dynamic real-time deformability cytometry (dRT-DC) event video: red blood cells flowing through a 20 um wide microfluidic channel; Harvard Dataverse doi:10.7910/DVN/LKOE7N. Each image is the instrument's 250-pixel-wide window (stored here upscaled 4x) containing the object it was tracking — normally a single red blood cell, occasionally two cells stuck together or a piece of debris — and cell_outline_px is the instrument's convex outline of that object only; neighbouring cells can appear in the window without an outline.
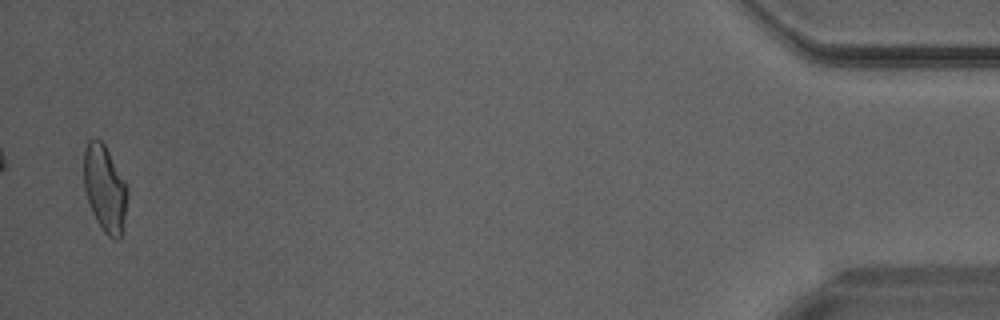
{"species": "Egyptian fruit bat (a non-hibernating species)", "species_latin": "Rousettus aegyptiacus", "temperature_condition": "warm", "stored_images_in_passage": 31, "camera_frame_rate_fps": 3000, "um_per_image_px": 0.085, "animal": {"sex": "male"}, "frame": {"image": 1, "passage_image": 31, "time_ms": 10.0, "image_size_px": [1000, 320], "cell_outline_px": [[128, 192], [124, 232], [120, 240], [116, 240], [108, 236], [104, 232], [96, 220], [92, 212], [84, 188], [84, 148], [88, 140], [100, 140], [104, 144], [128, 184]], "centroid_in_image_um": [8.95, 16.07], "position_along_channel_um": 426.2, "area_um2": 22.43}}